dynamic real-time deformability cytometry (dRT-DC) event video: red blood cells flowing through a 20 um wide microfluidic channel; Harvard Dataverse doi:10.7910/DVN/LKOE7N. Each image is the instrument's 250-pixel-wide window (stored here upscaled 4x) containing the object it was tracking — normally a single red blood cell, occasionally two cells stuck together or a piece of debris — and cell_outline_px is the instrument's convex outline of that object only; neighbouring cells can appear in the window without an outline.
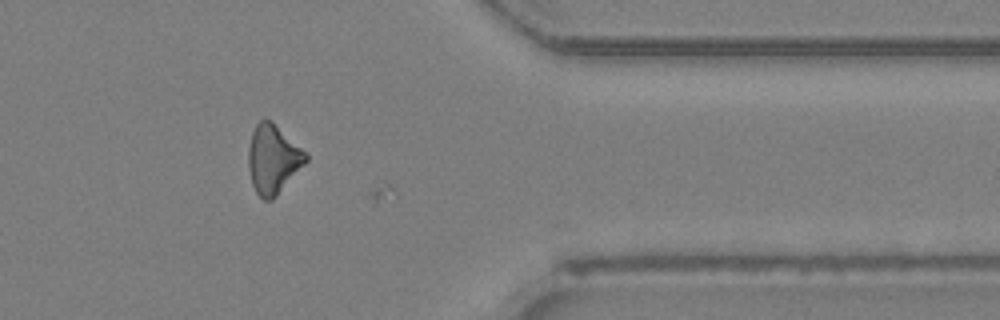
{"species": "Egyptian fruit bat (a non-hibernating species)", "species_latin": "Rousettus aegyptiacus", "temperature_condition": "room temperature", "stored_images_in_passage": 35, "camera_frame_rate_fps": 3000, "um_per_image_px": 0.085, "animal": {"sex": "female"}, "frame": {"image": 1, "passage_image": 33, "time_ms": 10.667, "image_size_px": [1000, 320], "cell_outline_px": [[308, 160], [276, 196], [272, 200], [264, 200], [256, 192], [252, 184], [248, 168], [248, 148], [252, 132], [256, 124], [264, 116], [272, 120], [308, 156]], "centroid_in_image_um": [23.17, 13.51], "position_along_channel_um": 388.2, "area_um2": 22.89}}